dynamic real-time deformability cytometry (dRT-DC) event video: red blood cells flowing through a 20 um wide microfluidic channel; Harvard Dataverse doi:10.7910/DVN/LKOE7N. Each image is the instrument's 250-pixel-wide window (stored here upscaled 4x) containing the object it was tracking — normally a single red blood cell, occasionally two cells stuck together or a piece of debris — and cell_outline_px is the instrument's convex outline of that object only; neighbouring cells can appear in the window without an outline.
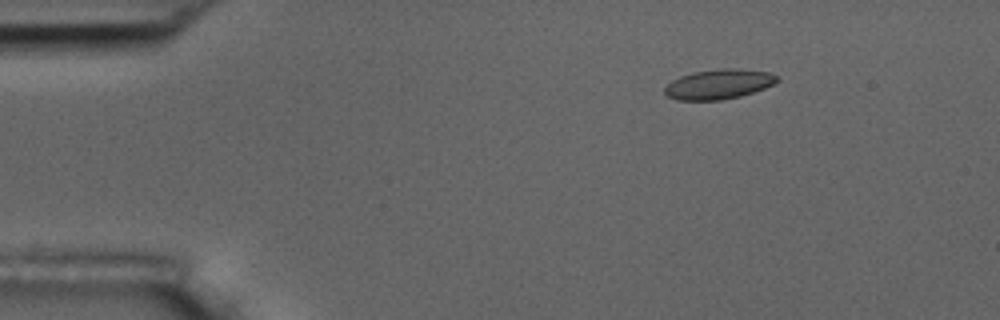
{"species": "common noctule bat (a hibernating species)", "species_latin": "Nyctalus noctula", "temperature_condition": "room temperature", "stored_images_in_passage": 5, "camera_frame_rate_fps": 3000, "um_per_image_px": 0.085, "animal": {"sex": "male", "body_mass_g": 17.5, "forearm_length_mm": 52.3}, "frame": {"image": 1, "passage_image": 2, "time_ms": 1.333, "image_size_px": [1000, 320], "cell_outline_px": [[780, 80], [764, 88], [740, 96], [720, 100], [680, 100], [668, 96], [664, 92], [664, 88], [672, 80], [680, 76], [692, 72], [720, 68], [736, 68], [768, 72], [776, 76]], "centroid_in_image_um": [61.07, 7.14], "position_along_channel_um": 23.9, "area_um2": 19.42}}
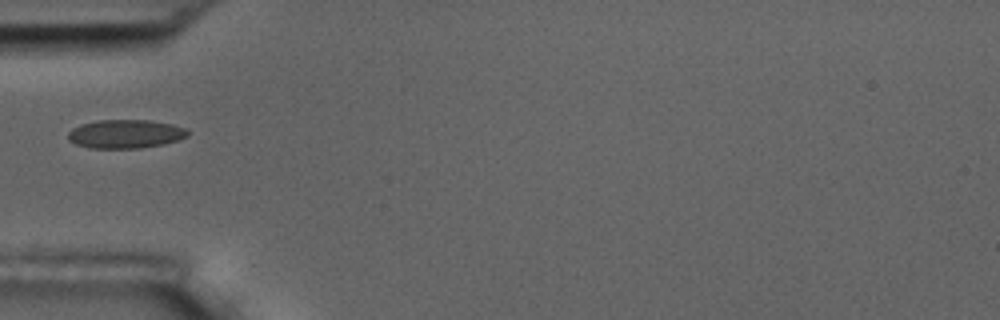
{"frame": {"image": 2, "passage_image": 5, "time_ms": 4.667, "image_size_px": [1000, 320], "cell_outline_px": [[188, 136], [164, 144], [140, 148], [88, 148], [76, 144], [68, 140], [68, 132], [72, 128], [80, 124], [100, 120], [148, 120], [172, 124], [188, 128]], "centroid_in_image_um": [10.65, 11.38], "position_along_channel_um": 74.3, "area_um2": 20.06}}